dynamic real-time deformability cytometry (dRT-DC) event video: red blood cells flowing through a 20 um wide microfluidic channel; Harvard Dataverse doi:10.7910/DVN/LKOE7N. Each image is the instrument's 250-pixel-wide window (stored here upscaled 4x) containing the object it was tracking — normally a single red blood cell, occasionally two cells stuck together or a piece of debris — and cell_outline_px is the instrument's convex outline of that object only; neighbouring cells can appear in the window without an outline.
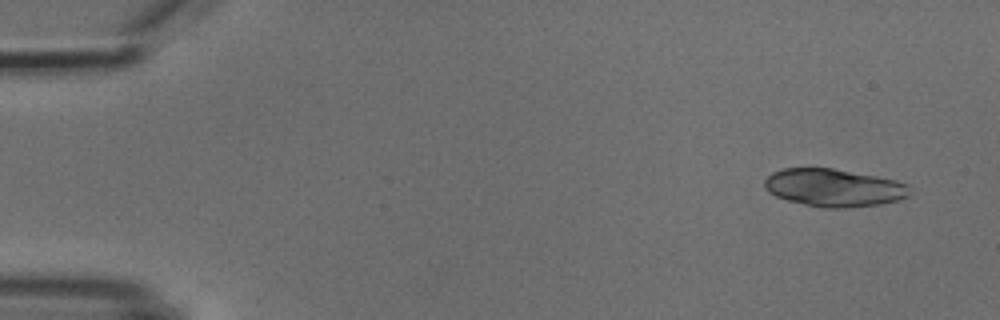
{"species": "common noctule bat (a hibernating species)", "species_latin": "Nyctalus noctula", "temperature_condition": "cold", "stored_images_in_passage": 4, "camera_frame_rate_fps": 3000, "um_per_image_px": 0.085, "animal": {"sex": "male", "body_mass_g": 18.8}, "frame": {"image": 1, "passage_image": 1, "time_ms": 0.0, "image_size_px": [1000, 320], "cell_outline_px": [[908, 196], [900, 200], [880, 204], [848, 208], [820, 208], [788, 200], [776, 196], [768, 192], [764, 188], [764, 180], [772, 172], [784, 168], [832, 168], [876, 176], [896, 180], [908, 184]], "centroid_in_image_um": [70.86, 15.96], "position_along_channel_um": 14.1, "area_um2": 32.02}}
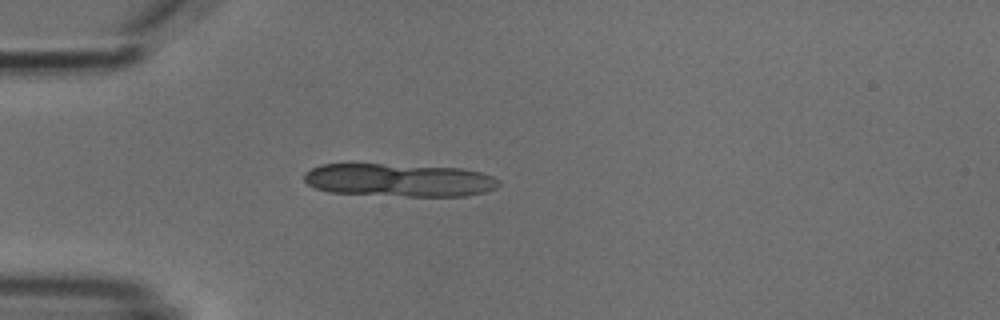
{"frame": {"image": 2, "passage_image": 4, "time_ms": 3.667, "image_size_px": [1000, 320], "cell_outline_px": [[500, 184], [496, 188], [484, 192], [468, 196], [408, 196], [328, 192], [316, 188], [308, 184], [304, 180], [304, 172], [320, 164], [380, 164], [464, 168], [480, 172], [492, 176], [500, 180]], "centroid_in_image_um": [33.94, 15.31], "position_along_channel_um": 51.1, "area_um2": 37.57}}